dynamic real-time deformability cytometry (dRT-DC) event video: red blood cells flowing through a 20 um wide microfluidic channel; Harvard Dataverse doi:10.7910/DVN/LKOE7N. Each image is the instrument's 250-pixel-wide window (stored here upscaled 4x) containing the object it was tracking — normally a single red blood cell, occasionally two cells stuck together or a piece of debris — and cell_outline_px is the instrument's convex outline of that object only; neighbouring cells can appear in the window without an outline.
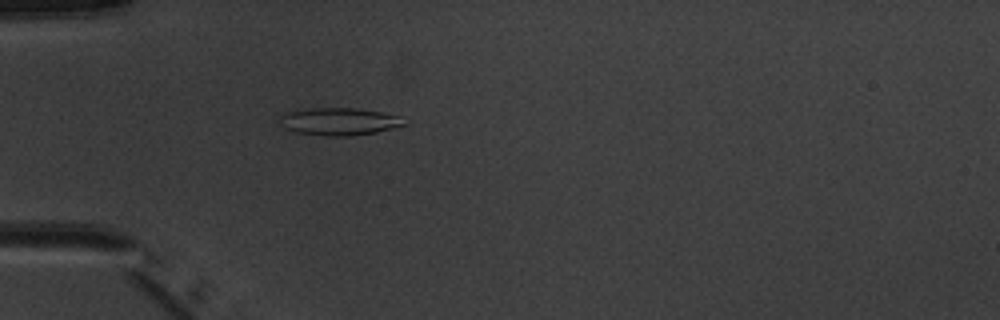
{"species": "common noctule bat (a hibernating species)", "species_latin": "Nyctalus noctula", "temperature_condition": "warm", "stored_images_in_passage": 3, "camera_frame_rate_fps": 3000, "um_per_image_px": 0.085, "animal": {"sex": "male", "body_mass_g": 20.1, "forearm_length_mm": 53.5}, "frame": {"image": 1, "passage_image": 3, "time_ms": 2.333, "image_size_px": [1000, 320], "cell_outline_px": [[408, 124], [396, 128], [376, 132], [352, 136], [324, 136], [296, 132], [280, 124], [280, 116], [288, 112], [312, 108], [356, 108], [380, 112], [400, 116]], "centroid_in_image_um": [28.89, 10.33], "position_along_channel_um": 56.1, "area_um2": 19.88}}